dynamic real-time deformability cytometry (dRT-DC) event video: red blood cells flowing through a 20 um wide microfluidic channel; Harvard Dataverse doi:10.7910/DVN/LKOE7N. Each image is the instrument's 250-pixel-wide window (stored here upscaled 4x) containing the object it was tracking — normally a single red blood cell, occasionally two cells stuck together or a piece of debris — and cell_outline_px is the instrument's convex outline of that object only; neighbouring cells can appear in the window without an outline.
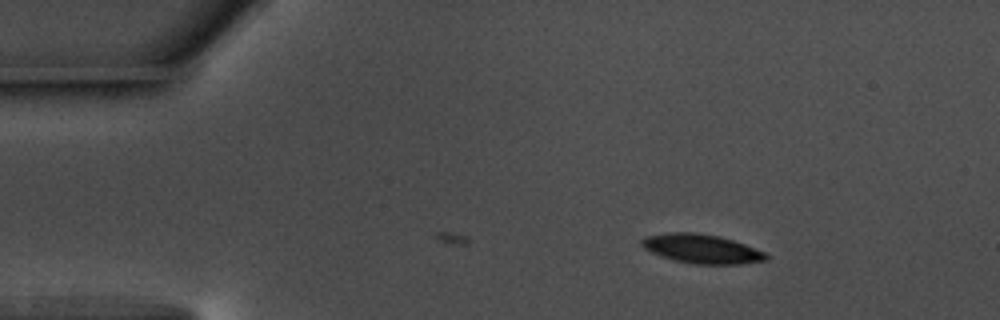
{"species": "common noctule bat (a hibernating species)", "species_latin": "Nyctalus noctula", "temperature_condition": "warm", "stored_images_in_passage": 12, "camera_frame_rate_fps": 3000, "um_per_image_px": 0.085, "animal": {"sex": "male", "body_mass_g": 17.5, "forearm_length_mm": 52.3}, "frame": {"image": 1, "passage_image": 12, "time_ms": 3.667, "image_size_px": [1000, 320], "cell_outline_px": [[768, 260], [740, 264], [696, 264], [676, 260], [660, 256], [644, 248], [640, 244], [640, 240], [644, 236], [668, 232], [692, 232], [720, 236], [744, 244], [764, 252], [768, 256]], "centroid_in_image_um": [59.61, 21.14], "position_along_channel_um": 25.4, "area_um2": 21.04}}